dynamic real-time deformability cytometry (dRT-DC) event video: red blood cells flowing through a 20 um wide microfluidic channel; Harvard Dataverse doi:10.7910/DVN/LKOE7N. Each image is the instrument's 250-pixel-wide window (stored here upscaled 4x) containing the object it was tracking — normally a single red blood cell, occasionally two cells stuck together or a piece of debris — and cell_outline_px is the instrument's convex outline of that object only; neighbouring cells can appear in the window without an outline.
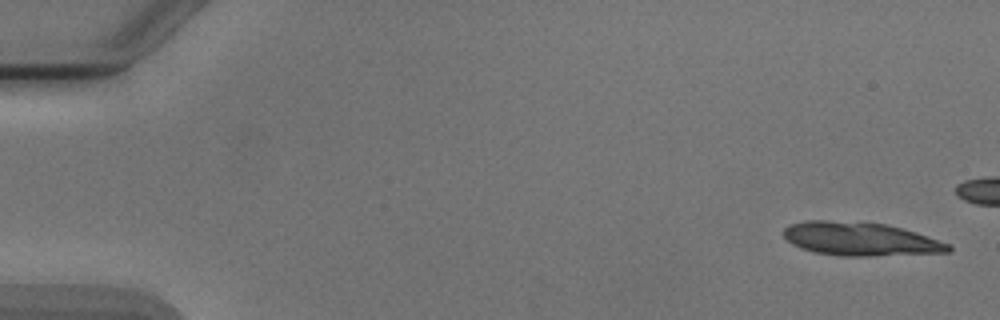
{"species": "Egyptian fruit bat (a non-hibernating species)", "species_latin": "Rousettus aegyptiacus", "temperature_condition": "cold", "stored_images_in_passage": 9, "camera_frame_rate_fps": 3000, "um_per_image_px": 0.085, "animal": {"sex": "male"}, "frame": {"image": 1, "passage_image": 1, "time_ms": 0.0, "image_size_px": [1000, 320], "cell_outline_px": [[952, 248], [948, 252], [872, 256], [840, 256], [816, 252], [800, 248], [792, 244], [780, 232], [788, 224], [804, 220], [828, 220], [888, 224], [916, 232], [948, 244]], "centroid_in_image_um": [73.06, 20.31], "position_along_channel_um": 11.9, "area_um2": 32.19}}
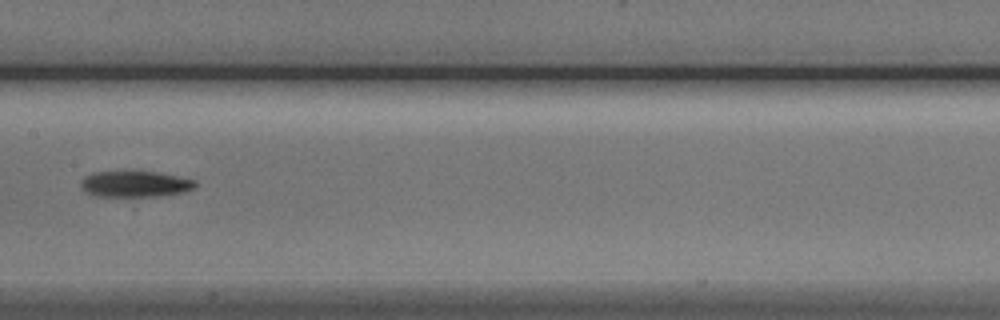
{"frame": {"image": 2, "passage_image": 9, "time_ms": 10.333, "image_size_px": [1000, 320], "cell_outline_px": [[196, 188], [180, 192], [156, 196], [96, 196], [88, 192], [80, 184], [80, 180], [84, 176], [92, 172], [132, 168], [156, 172], [196, 180]], "centroid_in_image_um": [11.43, 15.58], "position_along_channel_um": 196.0, "area_um2": 17.98}}